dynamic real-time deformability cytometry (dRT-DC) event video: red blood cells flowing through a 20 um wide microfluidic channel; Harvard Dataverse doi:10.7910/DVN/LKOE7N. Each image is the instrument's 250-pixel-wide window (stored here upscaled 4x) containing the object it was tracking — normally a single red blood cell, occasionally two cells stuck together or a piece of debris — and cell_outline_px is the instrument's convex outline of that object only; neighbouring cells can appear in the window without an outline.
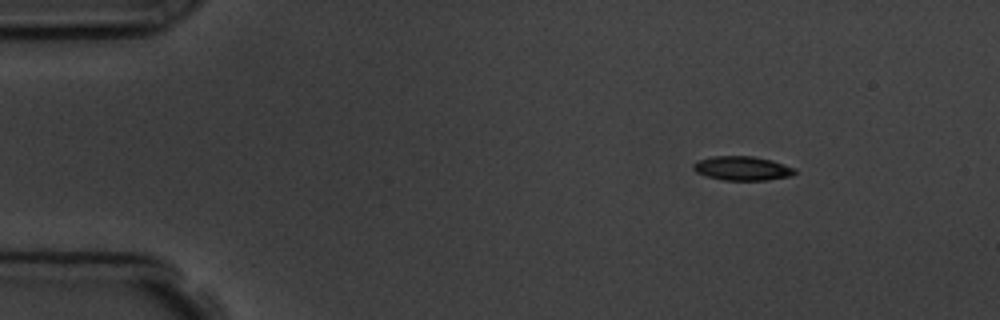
{"species": "common noctule bat (a hibernating species)", "species_latin": "Nyctalus noctula", "temperature_condition": "room temperature", "stored_images_in_passage": 8, "camera_frame_rate_fps": 3000, "um_per_image_px": 0.085, "animal": {"sex": "male", "body_mass_g": 19.5, "forearm_length_mm": 54.6}, "frame": {"image": 1, "passage_image": 2, "time_ms": 1.0, "image_size_px": [1000, 320], "cell_outline_px": [[796, 172], [792, 176], [768, 180], [724, 180], [708, 176], [696, 172], [692, 168], [692, 164], [696, 160], [712, 156], [752, 156], [772, 160], [796, 168]], "centroid_in_image_um": [63.09, 14.3], "position_along_channel_um": 21.9, "area_um2": 14.39}}
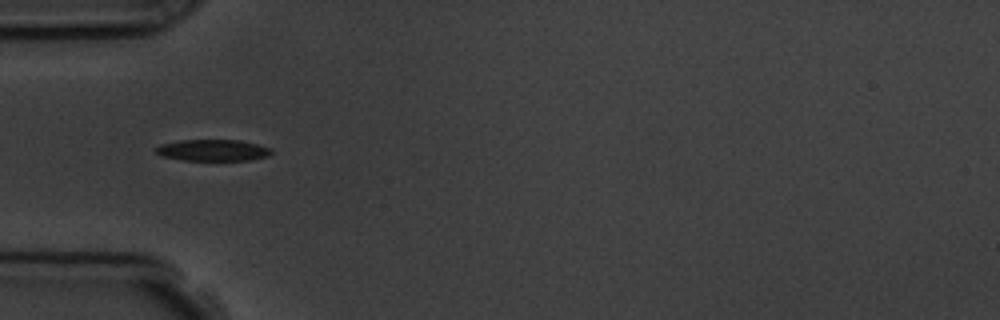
{"frame": {"image": 2, "passage_image": 5, "time_ms": 4.333, "image_size_px": [1000, 320], "cell_outline_px": [[272, 152], [268, 156], [248, 160], [184, 160], [160, 156], [152, 148], [160, 144], [180, 140], [240, 140], [272, 148]], "centroid_in_image_um": [18.04, 12.76], "position_along_channel_um": 67.0, "area_um2": 14.51}}